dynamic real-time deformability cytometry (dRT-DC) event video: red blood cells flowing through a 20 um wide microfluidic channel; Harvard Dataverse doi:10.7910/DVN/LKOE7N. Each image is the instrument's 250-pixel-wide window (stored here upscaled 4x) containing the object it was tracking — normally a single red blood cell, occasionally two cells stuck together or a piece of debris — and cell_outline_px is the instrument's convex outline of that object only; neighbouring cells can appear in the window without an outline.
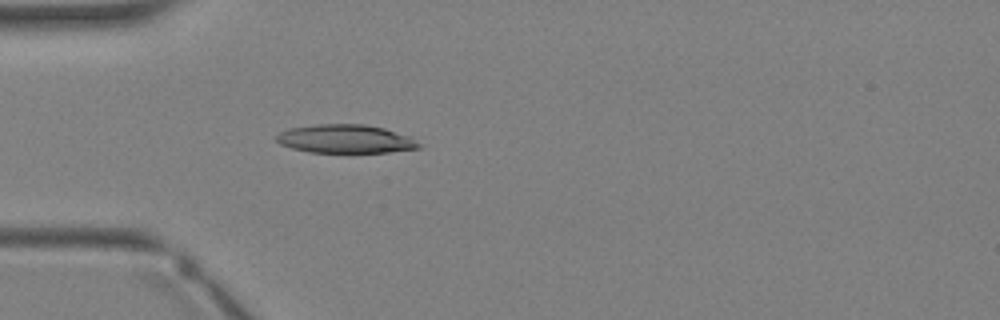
{"species": "Egyptian fruit bat (a non-hibernating species)", "species_latin": "Rousettus aegyptiacus", "temperature_condition": "warm", "stored_images_in_passage": 2, "camera_frame_rate_fps": 3000, "um_per_image_px": 0.085, "animal": {"sex": "female"}, "frame": {"image": 1, "passage_image": 2, "time_ms": 1.333, "image_size_px": [1000, 320], "cell_outline_px": [[420, 148], [388, 152], [308, 152], [292, 148], [280, 144], [276, 140], [276, 136], [280, 132], [288, 128], [316, 124], [364, 124], [384, 128], [412, 136], [420, 144]], "centroid_in_image_um": [29.38, 11.8], "position_along_channel_um": 55.6, "area_um2": 23.76}}